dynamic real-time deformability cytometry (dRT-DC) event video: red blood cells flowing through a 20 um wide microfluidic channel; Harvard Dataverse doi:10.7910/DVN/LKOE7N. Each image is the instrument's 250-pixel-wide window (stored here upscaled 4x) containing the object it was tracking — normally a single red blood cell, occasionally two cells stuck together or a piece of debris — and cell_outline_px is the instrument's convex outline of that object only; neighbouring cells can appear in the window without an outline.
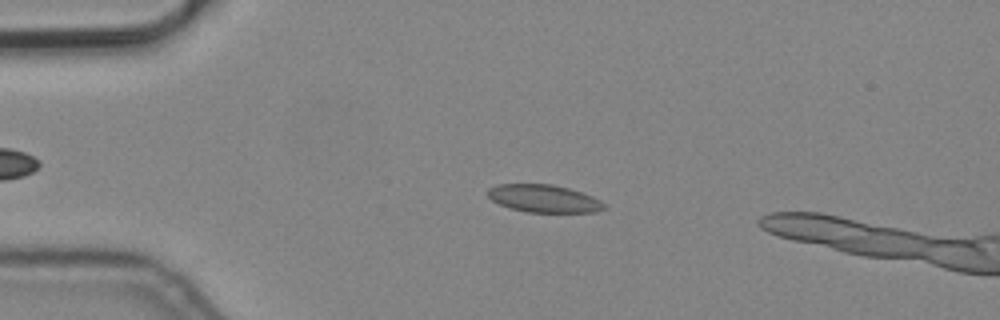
{"species": "common noctule bat (a hibernating species)", "species_latin": "Nyctalus noctula", "temperature_condition": "cold", "stored_images_in_passage": 3, "camera_frame_rate_fps": 3000, "um_per_image_px": 0.085, "animal": {"sex": "male", "body_mass_g": 19.2, "forearm_length_mm": 51.8}, "frame": {"image": 1, "passage_image": 1, "time_ms": 0.0, "image_size_px": [1000, 320], "cell_outline_px": [[608, 208], [596, 212], [528, 212], [512, 208], [500, 204], [492, 200], [488, 196], [488, 188], [496, 184], [552, 184], [568, 188], [592, 196], [608, 204]], "centroid_in_image_um": [46.27, 16.87], "position_along_channel_um": 38.7, "area_um2": 18.79}}